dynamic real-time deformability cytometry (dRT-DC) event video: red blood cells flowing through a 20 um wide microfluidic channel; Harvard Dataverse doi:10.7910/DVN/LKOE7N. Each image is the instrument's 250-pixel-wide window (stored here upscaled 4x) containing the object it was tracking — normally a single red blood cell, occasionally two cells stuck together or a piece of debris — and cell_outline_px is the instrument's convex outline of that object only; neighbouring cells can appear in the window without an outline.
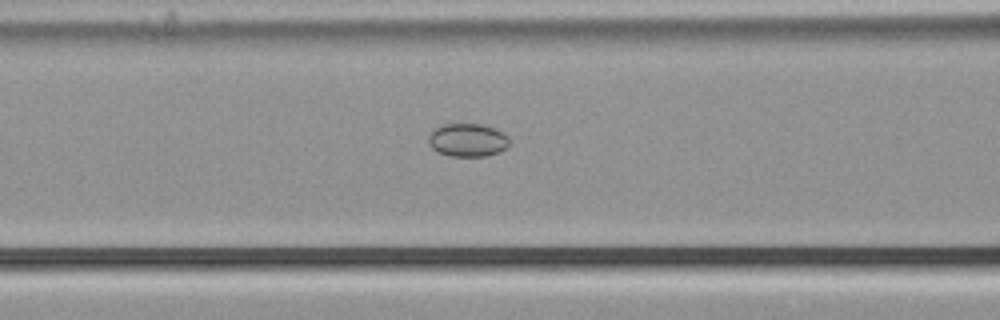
{"species": "common noctule bat (a hibernating species)", "species_latin": "Nyctalus noctula", "temperature_condition": "cold", "stored_images_in_passage": 36, "camera_frame_rate_fps": 3000, "um_per_image_px": 0.085, "animal": {"sex": "male", "body_mass_g": 21.5, "forearm_length_mm": 52.0}, "frame": {"image": 1, "passage_image": 10, "time_ms": 3.0, "image_size_px": [1000, 320], "cell_outline_px": [[508, 144], [500, 152], [488, 156], [448, 156], [436, 152], [428, 144], [428, 136], [436, 128], [444, 124], [480, 124], [504, 132], [508, 136]], "centroid_in_image_um": [39.73, 11.92], "position_along_channel_um": 126.9, "area_um2": 15.66}}
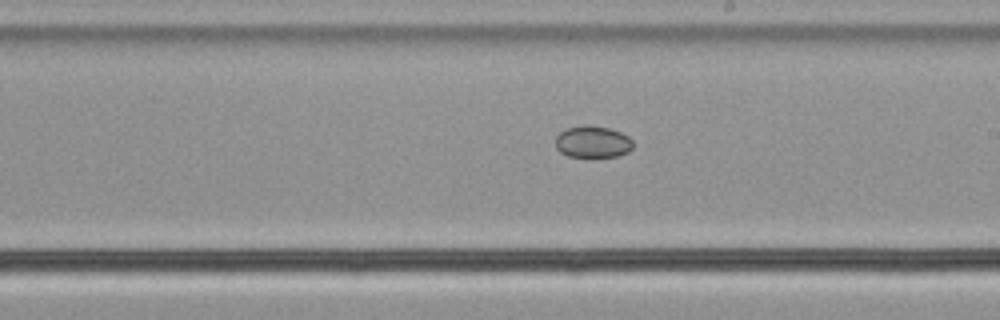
{"frame": {"image": 2, "passage_image": 19, "time_ms": 6.0, "image_size_px": [1000, 320], "cell_outline_px": [[632, 148], [628, 152], [620, 156], [568, 156], [560, 152], [556, 148], [556, 136], [560, 132], [568, 128], [608, 128], [620, 132], [628, 136], [632, 140]], "centroid_in_image_um": [50.4, 12.1], "position_along_channel_um": 238.6, "area_um2": 13.7}}
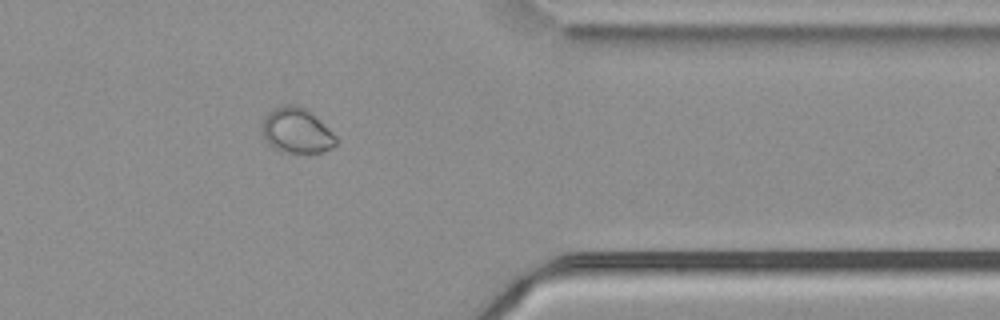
{"frame": {"image": 3, "passage_image": 32, "time_ms": 10.333, "image_size_px": [1000, 320], "cell_outline_px": [[336, 144], [332, 148], [324, 152], [280, 152], [268, 144], [260, 132], [260, 124], [268, 112], [284, 104], [296, 104], [308, 108], [336, 136]], "centroid_in_image_um": [25.18, 11.09], "position_along_channel_um": 386.2, "area_um2": 19.83}}